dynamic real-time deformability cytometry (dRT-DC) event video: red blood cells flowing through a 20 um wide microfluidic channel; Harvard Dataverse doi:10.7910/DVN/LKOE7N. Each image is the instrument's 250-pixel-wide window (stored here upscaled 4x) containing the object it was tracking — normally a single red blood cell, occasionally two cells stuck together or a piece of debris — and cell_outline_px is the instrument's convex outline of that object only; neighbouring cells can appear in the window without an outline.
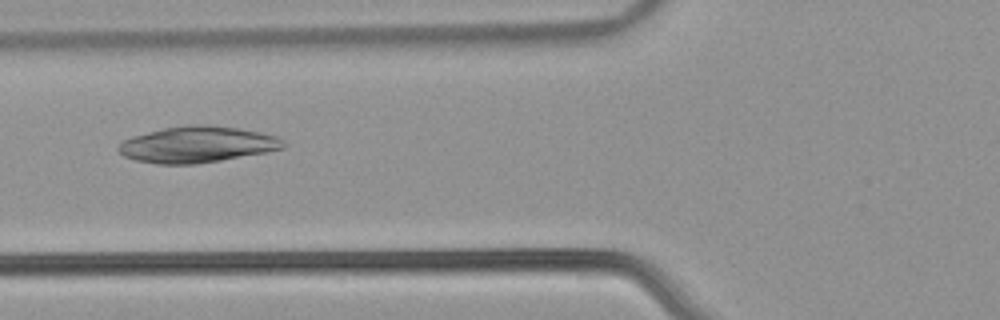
{"species": "common noctule bat (a hibernating species)", "species_latin": "Nyctalus noctula", "temperature_condition": "warm", "stored_images_in_passage": 33, "camera_frame_rate_fps": 3000, "um_per_image_px": 0.085, "animal": {"sex": "male", "body_mass_g": 21.5, "forearm_length_mm": 52.0}, "frame": {"image": 1, "passage_image": 6, "time_ms": 1.667, "image_size_px": [1000, 320], "cell_outline_px": [[284, 148], [268, 152], [196, 164], [160, 164], [136, 160], [124, 156], [116, 148], [124, 140], [132, 136], [164, 128], [184, 124], [208, 124], [236, 128], [260, 132], [276, 136], [284, 140]], "centroid_in_image_um": [16.77, 12.27], "position_along_channel_um": 109.0, "area_um2": 34.74}}
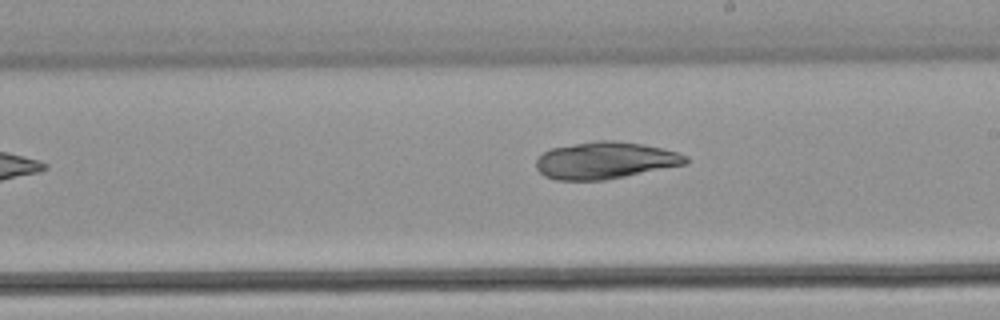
{"frame": {"image": 2, "passage_image": 16, "time_ms": 5.0, "image_size_px": [1000, 320], "cell_outline_px": [[688, 164], [604, 180], [556, 180], [544, 176], [536, 168], [536, 160], [544, 152], [552, 148], [596, 140], [612, 140], [644, 144], [676, 152], [688, 156]], "centroid_in_image_um": [51.45, 13.64], "position_along_channel_um": 237.6, "area_um2": 32.14}}
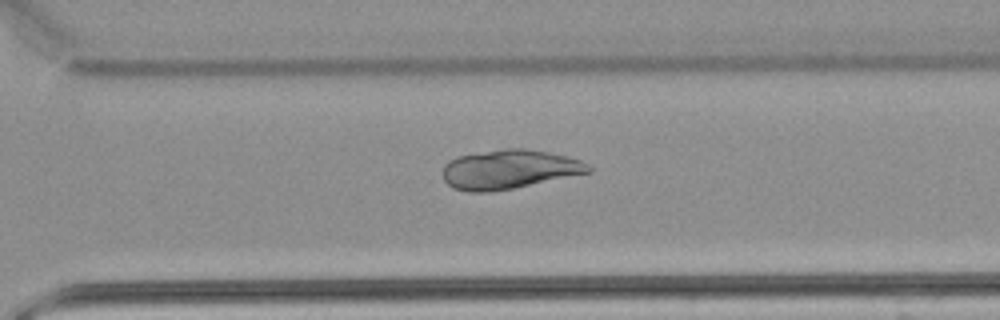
{"frame": {"image": 3, "passage_image": 23, "time_ms": 7.333, "image_size_px": [1000, 320], "cell_outline_px": [[592, 172], [492, 192], [468, 192], [452, 188], [444, 180], [444, 164], [456, 156], [504, 148], [528, 148], [568, 156], [580, 160], [588, 164], [592, 168]], "centroid_in_image_um": [43.28, 14.39], "position_along_channel_um": 327.3, "area_um2": 33.35}}